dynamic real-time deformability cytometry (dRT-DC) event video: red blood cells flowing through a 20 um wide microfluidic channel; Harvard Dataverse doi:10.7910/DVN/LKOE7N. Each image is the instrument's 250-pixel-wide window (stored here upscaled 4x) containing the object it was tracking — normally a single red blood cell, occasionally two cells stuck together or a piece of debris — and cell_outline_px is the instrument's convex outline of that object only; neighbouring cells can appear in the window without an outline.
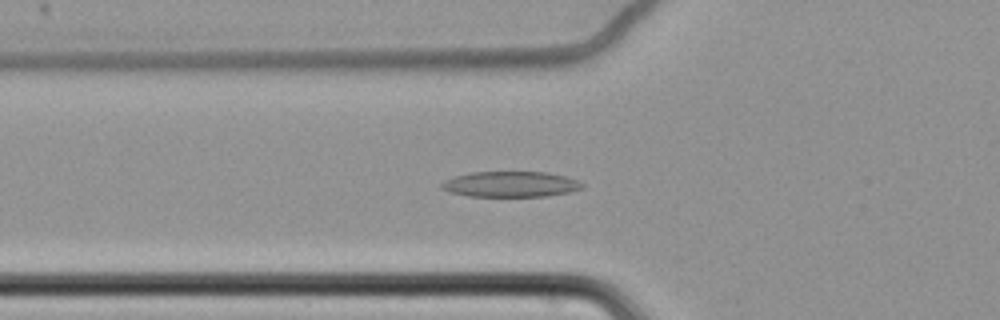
{"species": "common noctule bat (a hibernating species)", "species_latin": "Nyctalus noctula", "temperature_condition": "cold", "stored_images_in_passage": 60, "camera_frame_rate_fps": 3000, "um_per_image_px": 0.085, "animal": {"sex": "female", "body_mass_g": 22.7, "forearm_length_mm": 54.2}, "frame": {"image": 1, "passage_image": 22, "time_ms": 7.0, "image_size_px": [1000, 320], "cell_outline_px": [[584, 188], [568, 192], [548, 196], [468, 196], [448, 192], [440, 188], [440, 184], [444, 180], [456, 176], [472, 172], [548, 172], [564, 176], [576, 180], [584, 184]], "centroid_in_image_um": [43.38, 15.66], "position_along_channel_um": 82.4, "area_um2": 20.98}}
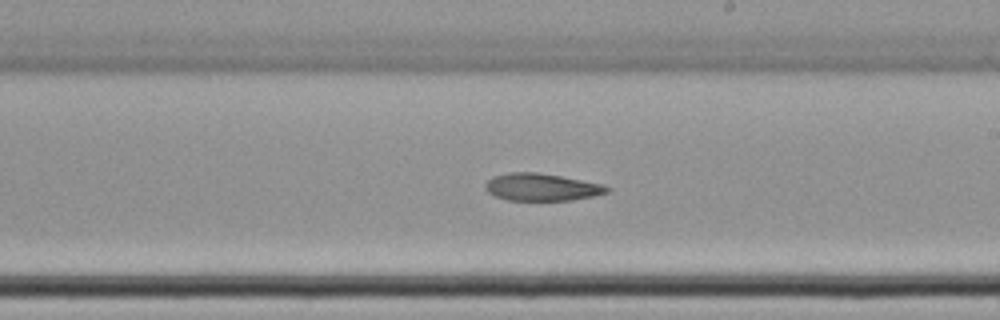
{"frame": {"image": 2, "passage_image": 36, "time_ms": 11.667, "image_size_px": [1000, 320], "cell_outline_px": [[612, 188], [608, 192], [596, 196], [572, 200], [508, 200], [496, 196], [488, 192], [484, 188], [484, 184], [492, 176], [508, 172], [536, 172], [560, 176], [604, 184]], "centroid_in_image_um": [46.06, 15.9], "position_along_channel_um": 242.9, "area_um2": 19.54}}
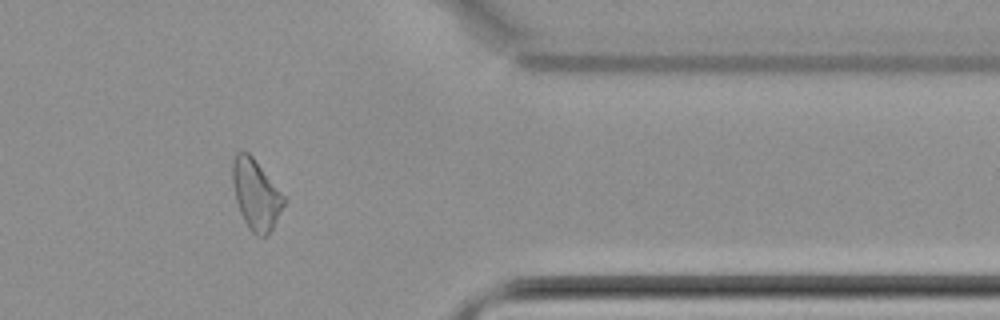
{"frame": {"image": 3, "passage_image": 50, "time_ms": 16.333, "image_size_px": [1000, 320], "cell_outline_px": [[288, 200], [272, 228], [264, 236], [256, 236], [248, 228], [240, 212], [236, 200], [232, 184], [232, 160], [236, 152], [240, 148], [244, 148], [252, 156]], "centroid_in_image_um": [21.74, 16.49], "position_along_channel_um": 389.7, "area_um2": 21.21}, "authors_computed_cell_mechanics": {"area_um2": 21.6461, "velocity_mm_per_s": 3.4527, "shape_relaxation_time_tau1_ms": null, "shape_relaxation_time_tau2_ms": 6.9352, "deformation_change_tau1": null, "deformation_change_tau2": 0.1354}}